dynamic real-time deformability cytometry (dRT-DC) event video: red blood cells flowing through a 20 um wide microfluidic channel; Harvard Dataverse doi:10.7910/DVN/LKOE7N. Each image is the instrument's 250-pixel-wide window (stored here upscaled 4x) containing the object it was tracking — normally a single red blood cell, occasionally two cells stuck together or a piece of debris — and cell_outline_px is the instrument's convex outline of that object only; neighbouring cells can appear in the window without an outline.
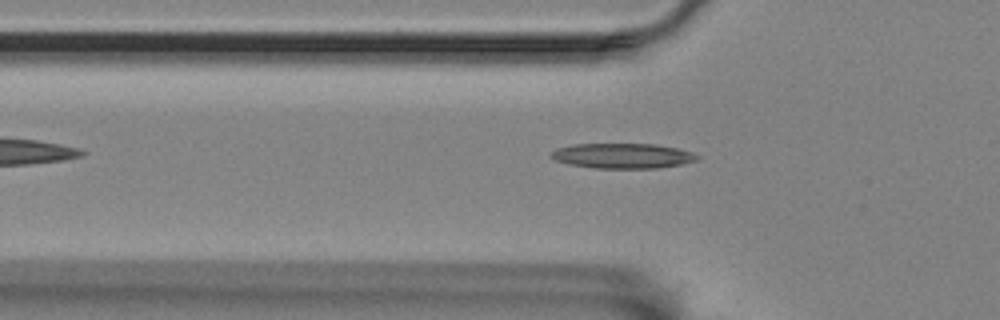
{"species": "Egyptian fruit bat (a non-hibernating species)", "species_latin": "Rousettus aegyptiacus", "temperature_condition": "room temperature", "stored_images_in_passage": 39, "camera_frame_rate_fps": 3000, "um_per_image_px": 0.085, "animal": {"sex": "female"}, "frame": {"image": 1, "passage_image": 5, "time_ms": 1.333, "image_size_px": [1000, 320], "cell_outline_px": [[700, 156], [696, 160], [680, 164], [656, 168], [596, 168], [568, 164], [556, 160], [548, 152], [556, 148], [572, 144], [656, 144], [676, 148], [692, 152]], "centroid_in_image_um": [52.88, 13.24], "position_along_channel_um": 72.9, "area_um2": 21.27}}
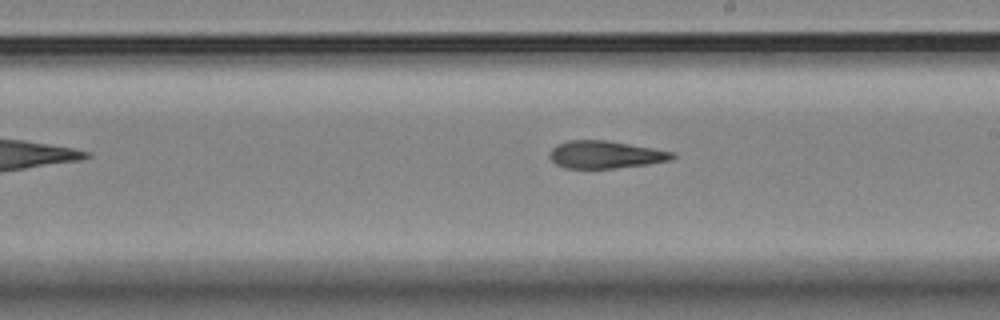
{"frame": {"image": 2, "passage_image": 19, "time_ms": 6.0, "image_size_px": [1000, 320], "cell_outline_px": [[676, 156], [668, 160], [648, 164], [612, 168], [564, 168], [556, 164], [548, 156], [552, 148], [556, 144], [568, 140], [608, 140], [652, 148], [672, 152]], "centroid_in_image_um": [51.39, 13.13], "position_along_channel_um": 237.6, "area_um2": 19.54}}
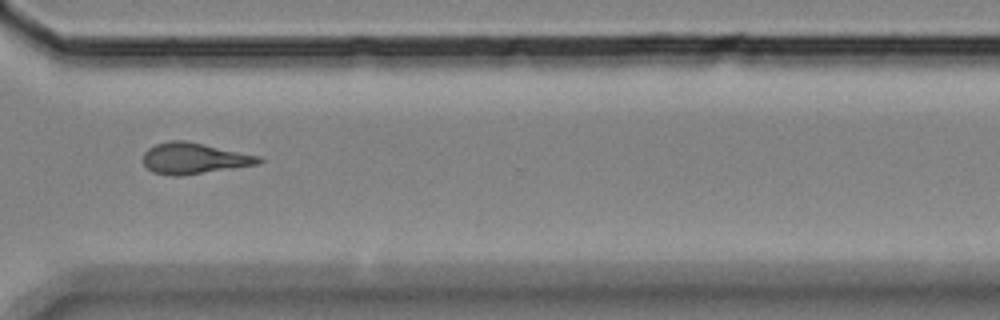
{"frame": {"image": 3, "passage_image": 29, "time_ms": 9.333, "image_size_px": [1000, 320], "cell_outline_px": [[264, 160], [260, 164], [184, 176], [172, 176], [152, 172], [144, 164], [144, 152], [148, 148], [156, 144], [168, 140], [184, 140], [260, 156]], "centroid_in_image_um": [16.5, 13.47], "position_along_channel_um": 354.1, "area_um2": 21.04}, "authors_computed_cell_mechanics": {"area_um2": 20.1144, "velocity_mm_per_s": 3.4922, "shape_relaxation_time_tau1_ms": 9.8546, "shape_relaxation_time_tau2_ms": 6.765, "deformation_change_tau1": 0.2124, "deformation_change_tau2": 0.1832}}